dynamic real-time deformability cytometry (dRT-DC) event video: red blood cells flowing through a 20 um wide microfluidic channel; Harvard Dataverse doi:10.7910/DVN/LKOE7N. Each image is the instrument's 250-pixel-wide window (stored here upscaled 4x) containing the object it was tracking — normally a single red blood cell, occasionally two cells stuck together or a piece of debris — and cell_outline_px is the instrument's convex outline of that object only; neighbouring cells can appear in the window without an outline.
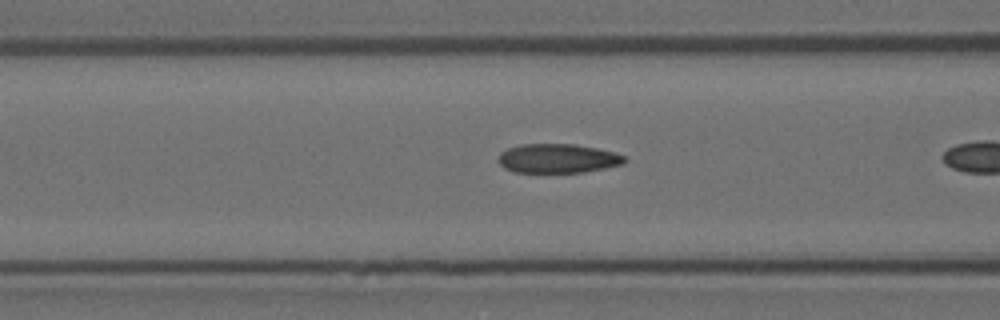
{"species": "Egyptian fruit bat (a non-hibernating species)", "species_latin": "Rousettus aegyptiacus", "temperature_condition": "room temperature", "stored_images_in_passage": 11, "camera_frame_rate_fps": 3000, "um_per_image_px": 0.085, "animal": {"sex": "female"}, "frame": {"image": 1, "passage_image": 7, "time_ms": 2.0, "image_size_px": [1000, 320], "cell_outline_px": [[628, 160], [624, 164], [584, 172], [512, 172], [504, 168], [496, 160], [500, 152], [508, 148], [520, 144], [576, 144], [616, 152], [624, 156]], "centroid_in_image_um": [47.4, 13.46], "position_along_channel_um": 119.2, "area_um2": 21.68}}
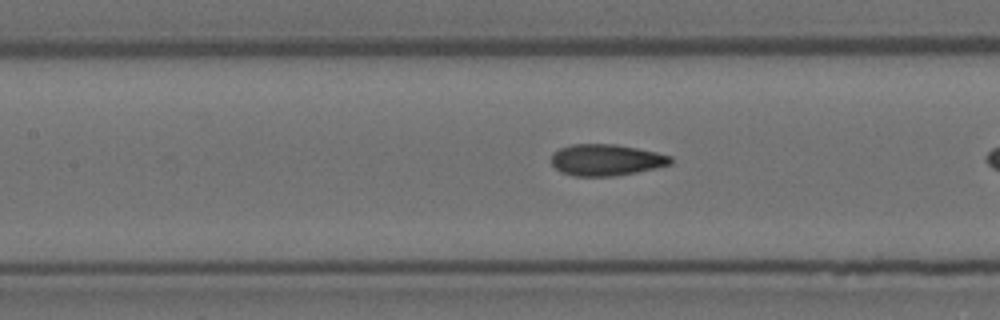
{"frame": {"image": 2, "passage_image": 10, "time_ms": 3.0, "image_size_px": [1000, 320], "cell_outline_px": [[672, 164], [656, 168], [616, 176], [576, 176], [560, 172], [552, 164], [552, 152], [560, 148], [572, 144], [616, 144], [656, 152], [672, 156]], "centroid_in_image_um": [51.53, 13.59], "position_along_channel_um": 155.9, "area_um2": 21.91}}